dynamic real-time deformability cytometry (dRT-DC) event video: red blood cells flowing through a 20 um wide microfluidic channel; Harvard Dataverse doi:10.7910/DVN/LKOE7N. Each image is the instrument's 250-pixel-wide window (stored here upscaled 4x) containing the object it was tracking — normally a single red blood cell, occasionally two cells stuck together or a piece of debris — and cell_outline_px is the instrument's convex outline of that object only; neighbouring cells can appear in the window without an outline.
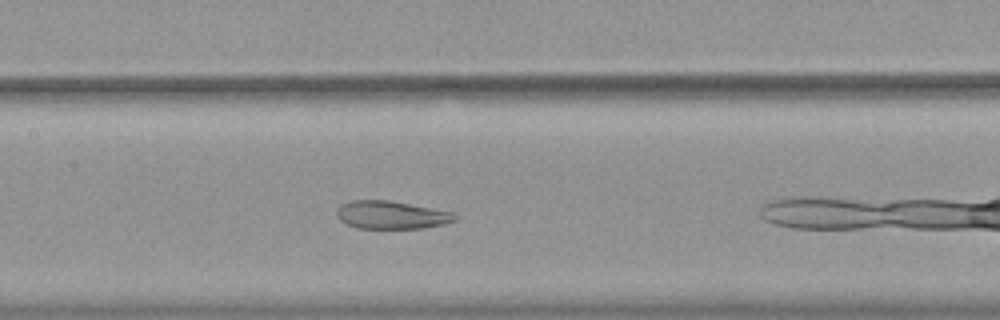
{"species": "common noctule bat (a hibernating species)", "species_latin": "Nyctalus noctula", "temperature_condition": "warm", "stored_images_in_passage": 28, "camera_frame_rate_fps": 3000, "um_per_image_px": 0.085, "animal": {"sex": "female", "body_mass_g": 19.9}, "frame": {"image": 1, "passage_image": 10, "time_ms": 3.0, "image_size_px": [1000, 320], "cell_outline_px": [[460, 216], [456, 220], [444, 224], [424, 228], [360, 228], [348, 224], [340, 220], [336, 216], [336, 208], [340, 204], [348, 200], [392, 200], [452, 212]], "centroid_in_image_um": [33.26, 18.25], "position_along_channel_um": 174.1, "area_um2": 19.48}}
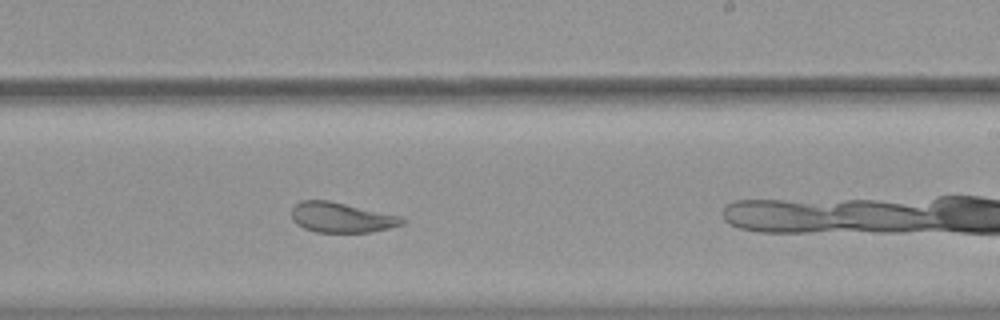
{"frame": {"image": 2, "passage_image": 17, "time_ms": 5.333, "image_size_px": [1000, 320], "cell_outline_px": [[408, 220], [404, 224], [372, 232], [316, 232], [304, 228], [296, 224], [292, 220], [292, 208], [300, 200], [328, 200], [400, 216]], "centroid_in_image_um": [29.02, 18.49], "position_along_channel_um": 260.0, "area_um2": 19.36}}
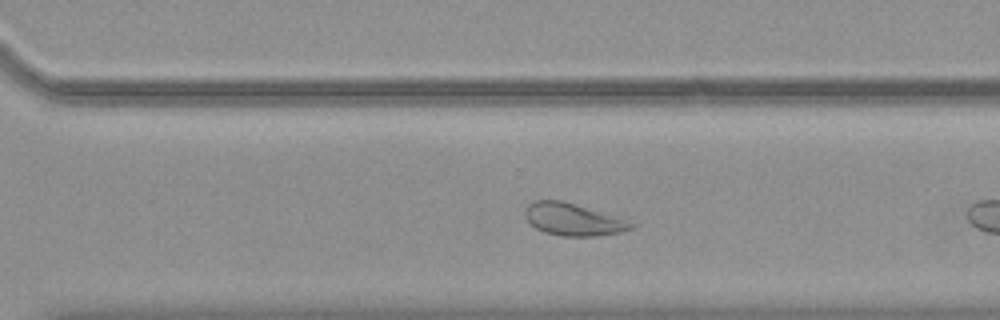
{"frame": {"image": 3, "passage_image": 22, "time_ms": 7.0, "image_size_px": [1000, 320], "cell_outline_px": [[640, 224], [632, 228], [620, 232], [596, 236], [560, 236], [544, 232], [536, 228], [524, 216], [524, 212], [528, 204], [532, 200], [560, 200]], "centroid_in_image_um": [48.69, 18.66], "position_along_channel_um": 321.9, "area_um2": 19.71}}